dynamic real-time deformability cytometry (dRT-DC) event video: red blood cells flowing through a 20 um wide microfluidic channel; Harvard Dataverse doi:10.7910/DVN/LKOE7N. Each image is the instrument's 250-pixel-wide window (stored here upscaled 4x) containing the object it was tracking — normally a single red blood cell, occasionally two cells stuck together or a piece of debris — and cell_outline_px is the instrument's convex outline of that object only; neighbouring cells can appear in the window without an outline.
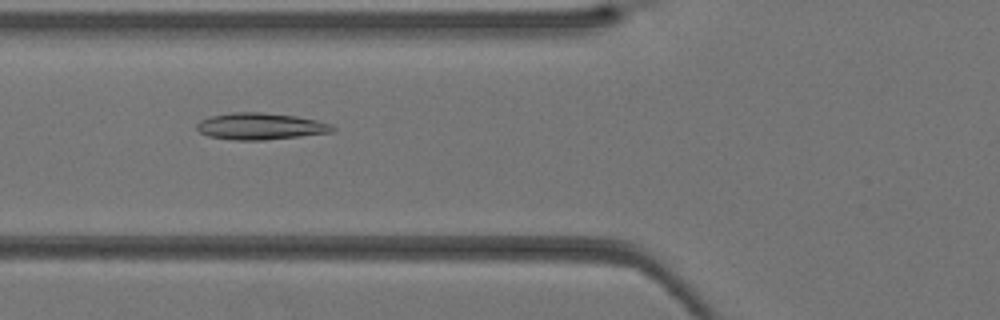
{"species": "Egyptian fruit bat (a non-hibernating species)", "species_latin": "Rousettus aegyptiacus", "temperature_condition": "warm", "stored_images_in_passage": 29, "camera_frame_rate_fps": 3000, "um_per_image_px": 0.085, "animal": {"sex": "female"}, "frame": {"image": 1, "passage_image": 4, "time_ms": 1.0, "image_size_px": [1000, 320], "cell_outline_px": [[336, 128], [332, 132], [300, 136], [264, 140], [236, 140], [208, 136], [200, 132], [196, 128], [196, 124], [200, 120], [212, 116], [232, 112], [260, 112], [296, 116], [316, 120], [332, 124]], "centroid_in_image_um": [22.14, 10.73], "position_along_channel_um": 103.7, "area_um2": 21.04}}
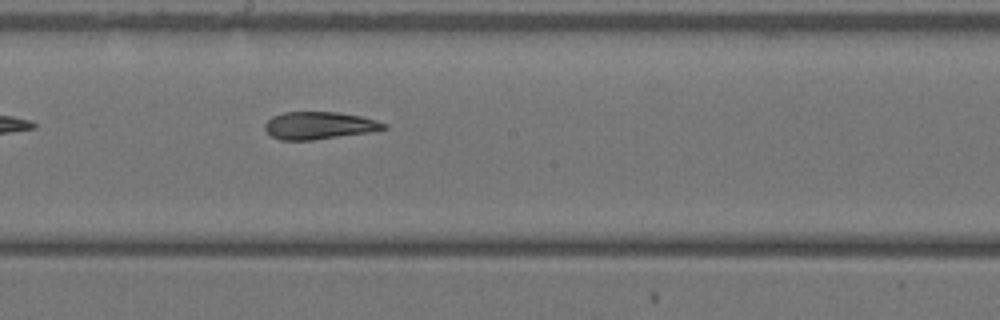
{"frame": {"image": 2, "passage_image": 11, "time_ms": 3.333, "image_size_px": [1000, 320], "cell_outline_px": [[388, 128], [372, 132], [312, 140], [280, 140], [272, 136], [264, 128], [264, 124], [272, 116], [284, 112], [336, 112], [360, 116], [376, 120], [388, 124]], "centroid_in_image_um": [27.14, 10.67], "position_along_channel_um": 221.1, "area_um2": 19.07}}
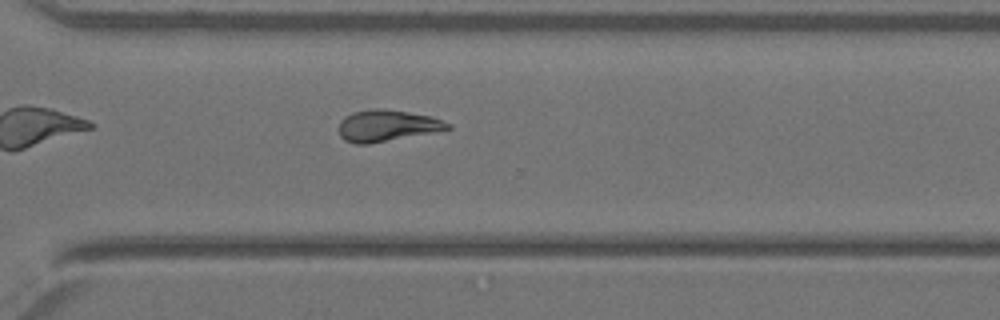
{"frame": {"image": 3, "passage_image": 18, "time_ms": 5.667, "image_size_px": [1000, 320], "cell_outline_px": [[452, 128], [440, 132], [368, 144], [356, 144], [344, 140], [340, 136], [340, 120], [344, 116], [352, 112], [372, 108], [376, 108], [408, 112], [428, 116], [452, 124]], "centroid_in_image_um": [32.91, 10.69], "position_along_channel_um": 337.7, "area_um2": 20.11}}